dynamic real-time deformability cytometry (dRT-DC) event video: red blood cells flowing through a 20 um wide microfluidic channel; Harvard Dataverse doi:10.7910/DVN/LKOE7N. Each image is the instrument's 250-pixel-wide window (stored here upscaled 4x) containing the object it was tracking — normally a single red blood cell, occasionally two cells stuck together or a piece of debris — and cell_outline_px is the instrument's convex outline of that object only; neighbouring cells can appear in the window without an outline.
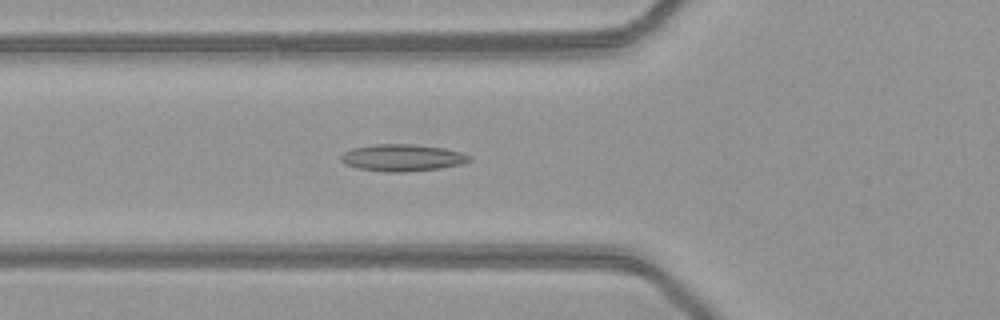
{"species": "common noctule bat (a hibernating species)", "species_latin": "Nyctalus noctula", "temperature_condition": "warm", "stored_images_in_passage": 52, "camera_frame_rate_fps": 3000, "um_per_image_px": 0.085, "animal": {"sex": "female", "body_mass_g": 21.9}, "frame": {"image": 1, "passage_image": 19, "time_ms": 6.0, "image_size_px": [1000, 320], "cell_outline_px": [[472, 160], [460, 164], [440, 168], [404, 172], [388, 172], [356, 168], [344, 164], [340, 160], [340, 156], [344, 152], [352, 148], [372, 144], [412, 144], [444, 148], [460, 152], [472, 156]], "centroid_in_image_um": [34.17, 13.4], "position_along_channel_um": 91.6, "area_um2": 20.23}}
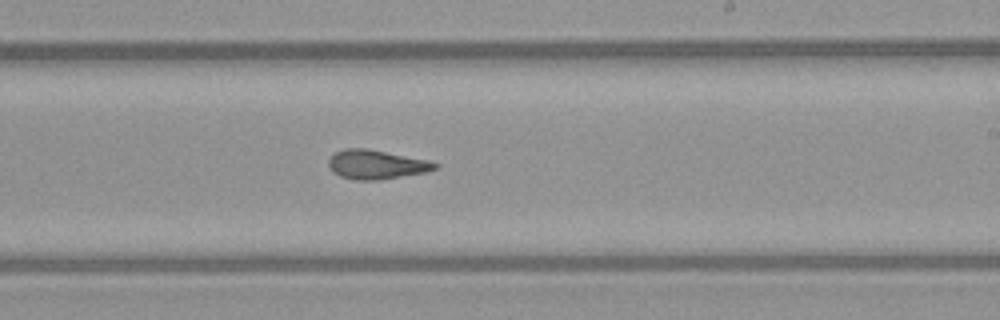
{"frame": {"image": 2, "passage_image": 31, "time_ms": 10.0, "image_size_px": [1000, 320], "cell_outline_px": [[440, 164], [436, 168], [428, 172], [380, 180], [352, 180], [340, 176], [332, 172], [328, 164], [328, 160], [336, 152], [344, 148], [368, 148], [432, 160]], "centroid_in_image_um": [32.03, 13.98], "position_along_channel_um": 257.0, "area_um2": 18.5}}
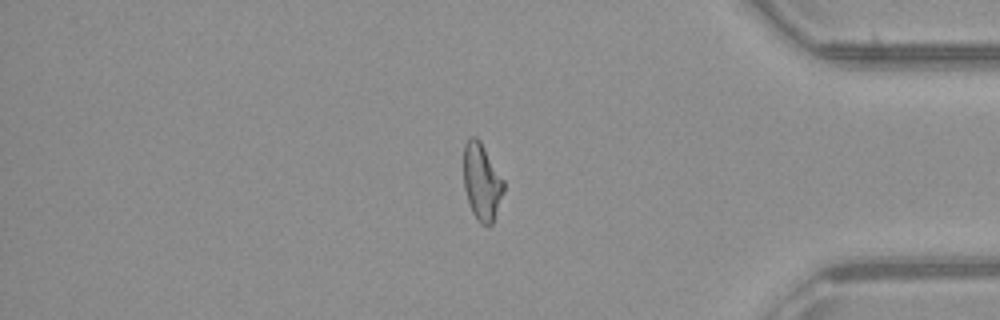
{"frame": {"image": 3, "passage_image": 43, "time_ms": 14.0, "image_size_px": [1000, 320], "cell_outline_px": [[504, 188], [492, 224], [480, 224], [476, 220], [472, 212], [464, 188], [464, 144], [468, 136], [476, 136], [480, 140], [504, 180]], "centroid_in_image_um": [40.93, 15.42], "position_along_channel_um": 394.3, "area_um2": 17.86}, "authors_computed_cell_mechanics": {"area_um2": 19.1318, "velocity_mm_per_s": 4.1123, "shape_relaxation_time_tau1_ms": null, "shape_relaxation_time_tau2_ms": 2.8832, "deformation_change_tau1": null, "deformation_change_tau2": 0.119}}